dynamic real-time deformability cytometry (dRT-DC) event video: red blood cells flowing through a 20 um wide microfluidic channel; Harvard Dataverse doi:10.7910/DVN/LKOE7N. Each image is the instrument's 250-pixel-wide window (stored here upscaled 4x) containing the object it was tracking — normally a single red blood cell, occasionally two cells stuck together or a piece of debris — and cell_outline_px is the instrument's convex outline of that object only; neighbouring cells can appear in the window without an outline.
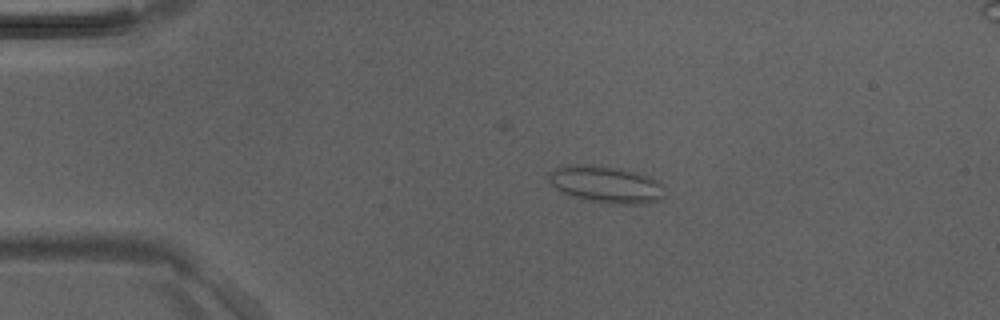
{"species": "Egyptian fruit bat (a non-hibernating species)", "species_latin": "Rousettus aegyptiacus", "temperature_condition": "room temperature", "stored_images_in_passage": 4, "camera_frame_rate_fps": 3000, "um_per_image_px": 0.085, "animal": {"sex": "male"}, "frame": {"image": 1, "passage_image": 2, "time_ms": 0.333, "image_size_px": [1000, 320], "cell_outline_px": [[668, 196], [660, 200], [640, 204], [608, 204], [576, 196], [564, 192], [556, 188], [548, 180], [548, 172], [556, 168], [568, 164], [588, 164], [620, 168], [640, 172], [664, 184]], "centroid_in_image_um": [51.6, 15.66], "position_along_channel_um": 33.4, "area_um2": 25.26}}